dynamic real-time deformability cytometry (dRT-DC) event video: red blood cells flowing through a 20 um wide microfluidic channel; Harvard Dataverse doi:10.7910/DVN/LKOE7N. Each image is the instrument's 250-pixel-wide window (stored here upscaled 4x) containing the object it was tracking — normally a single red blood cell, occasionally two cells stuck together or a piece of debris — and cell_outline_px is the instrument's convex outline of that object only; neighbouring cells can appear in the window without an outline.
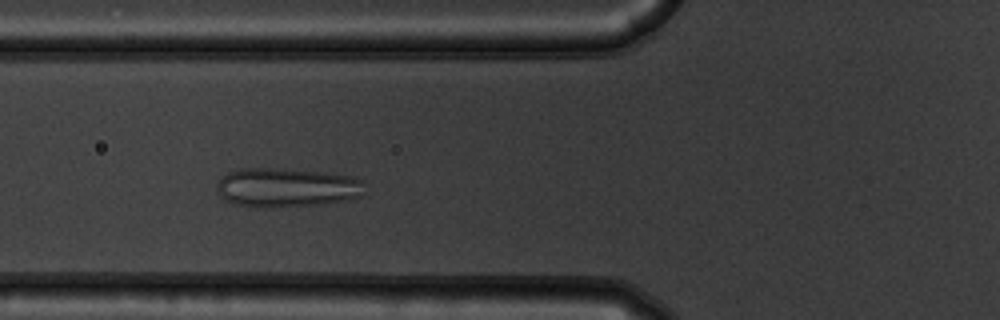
{"species": "common noctule bat (a hibernating species)", "species_latin": "Nyctalus noctula", "temperature_condition": "warm", "stored_images_in_passage": 48, "camera_frame_rate_fps": 3000, "um_per_image_px": 0.085, "animal": {"sex": "male", "body_mass_g": 19.5, "forearm_length_mm": 54.6}, "frame": {"image": 1, "passage_image": 14, "time_ms": 4.333, "image_size_px": [1000, 320], "cell_outline_px": [[360, 196], [348, 200], [328, 204], [276, 208], [260, 208], [232, 204], [224, 200], [216, 192], [216, 184], [220, 176], [228, 172], [240, 168], [272, 168], [328, 172], [352, 176], [360, 180]], "centroid_in_image_um": [24.26, 15.96], "position_along_channel_um": 101.5, "area_um2": 34.39}}
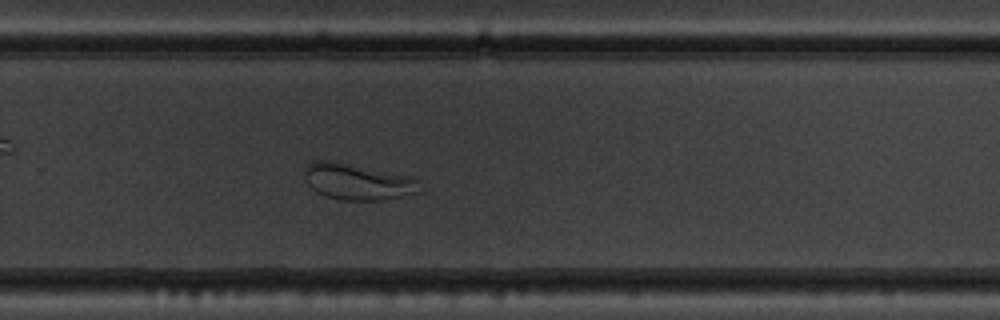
{"frame": {"image": 2, "passage_image": 30, "time_ms": 9.667, "image_size_px": [1000, 320], "cell_outline_px": [[420, 180], [416, 192], [384, 200], [340, 200], [324, 196], [316, 192], [308, 184], [304, 176], [304, 168], [308, 164], [316, 160], [332, 160], [404, 176]], "centroid_in_image_um": [30.28, 15.45], "position_along_channel_um": 299.5, "area_um2": 23.81}}
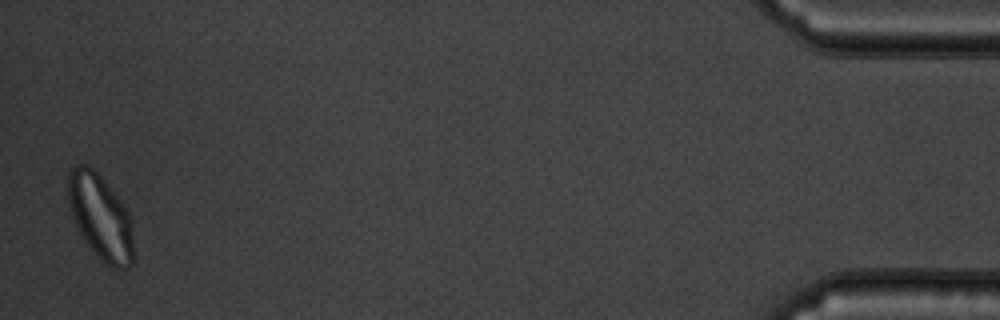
{"frame": {"image": 3, "passage_image": 47, "time_ms": 15.333, "image_size_px": [1000, 320], "cell_outline_px": [[132, 264], [128, 268], [112, 268], [104, 264], [84, 240], [76, 224], [68, 204], [68, 168], [76, 164], [88, 164], [100, 176], [124, 204], [128, 212], [132, 224]], "centroid_in_image_um": [8.52, 18.42], "position_along_channel_um": 426.7, "area_um2": 32.43}}